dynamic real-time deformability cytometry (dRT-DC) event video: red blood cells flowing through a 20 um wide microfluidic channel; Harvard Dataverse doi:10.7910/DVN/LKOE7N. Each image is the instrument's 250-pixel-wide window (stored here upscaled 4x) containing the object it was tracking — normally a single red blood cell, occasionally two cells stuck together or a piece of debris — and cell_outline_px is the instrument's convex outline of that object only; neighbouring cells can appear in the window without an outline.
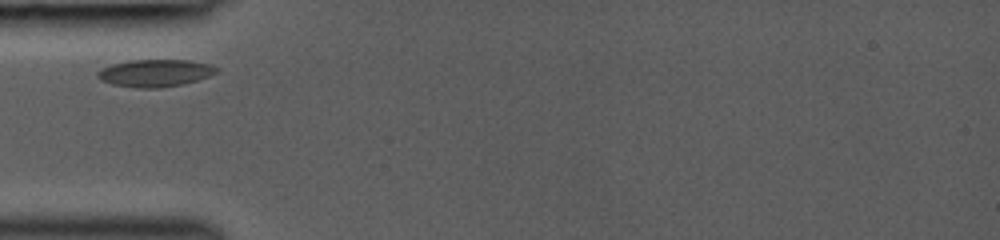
{"species": "common noctule bat (a hibernating species)", "species_latin": "Nyctalus noctula", "temperature_condition": "room temperature", "stored_images_in_passage": 4, "camera_frame_rate_fps": 3000, "um_per_image_px": 0.085, "animal": {"sex": "female", "body_mass_g": 19.0, "forearm_length_mm": 53.3}, "frame": {"image": 1, "passage_image": 2, "time_ms": 0.667, "image_size_px": [1000, 240], "cell_outline_px": [[220, 72], [184, 84], [160, 88], [140, 88], [112, 84], [100, 80], [96, 76], [96, 72], [112, 64], [132, 60], [188, 60], [212, 64], [220, 68]], "centroid_in_image_um": [13.23, 6.21], "position_along_channel_um": 71.8, "area_um2": 19.02}}